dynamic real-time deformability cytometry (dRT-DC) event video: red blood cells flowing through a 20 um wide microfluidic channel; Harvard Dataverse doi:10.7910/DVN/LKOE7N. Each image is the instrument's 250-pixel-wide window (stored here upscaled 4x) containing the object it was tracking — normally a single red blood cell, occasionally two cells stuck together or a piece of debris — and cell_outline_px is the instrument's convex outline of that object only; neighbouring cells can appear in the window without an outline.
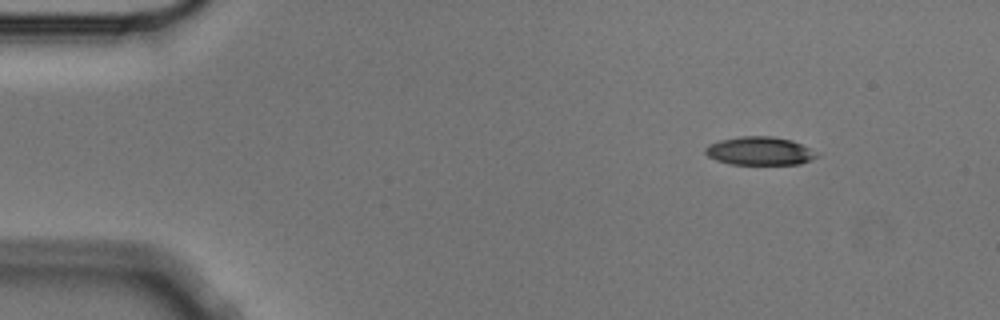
{"species": "Egyptian fruit bat (a non-hibernating species)", "species_latin": "Rousettus aegyptiacus", "temperature_condition": "cold", "stored_images_in_passage": 8, "camera_frame_rate_fps": 3000, "um_per_image_px": 0.085, "animal": {"sex": "male"}, "frame": {"image": 1, "passage_image": 2, "time_ms": 0.333, "image_size_px": [1000, 320], "cell_outline_px": [[820, 156], [812, 160], [800, 164], [728, 164], [716, 160], [708, 156], [704, 152], [704, 148], [708, 144], [720, 140], [740, 136], [772, 136], [792, 140], [820, 152]], "centroid_in_image_um": [64.61, 12.83], "position_along_channel_um": 20.4, "area_um2": 18.73}}
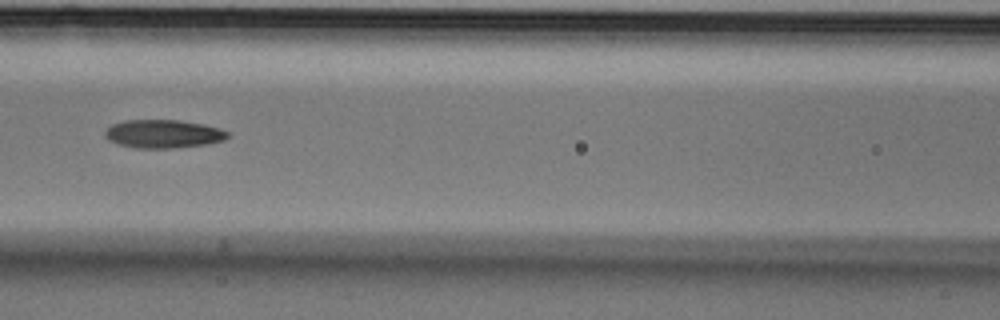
{"frame": {"image": 2, "passage_image": 7, "time_ms": 2.0, "image_size_px": [1000, 320], "cell_outline_px": [[228, 136], [224, 140], [208, 144], [172, 148], [136, 148], [120, 144], [108, 140], [104, 136], [104, 132], [112, 124], [124, 120], [176, 120], [204, 124], [228, 132]], "centroid_in_image_um": [13.85, 11.38], "position_along_channel_um": 152.8, "area_um2": 20.11}}
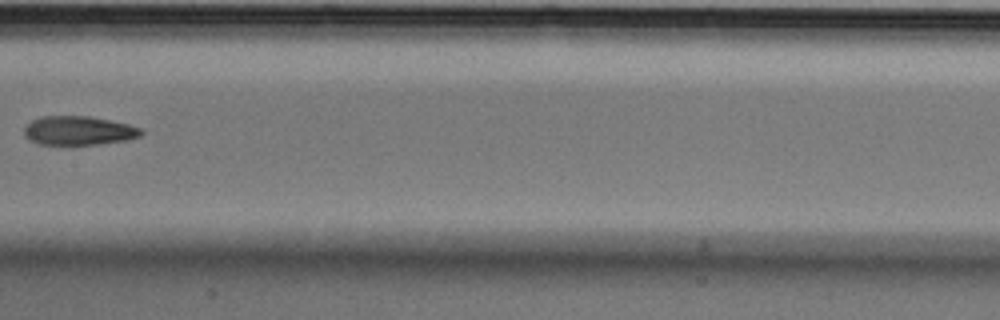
{"frame": {"image": 3, "passage_image": 8, "time_ms": 2.333, "image_size_px": [1000, 320], "cell_outline_px": [[144, 132], [140, 136], [128, 140], [72, 148], [40, 144], [28, 140], [24, 136], [24, 128], [32, 120], [40, 116], [88, 116], [128, 124], [144, 128]], "centroid_in_image_um": [6.67, 11.15], "position_along_channel_um": 200.7, "area_um2": 20.69}}